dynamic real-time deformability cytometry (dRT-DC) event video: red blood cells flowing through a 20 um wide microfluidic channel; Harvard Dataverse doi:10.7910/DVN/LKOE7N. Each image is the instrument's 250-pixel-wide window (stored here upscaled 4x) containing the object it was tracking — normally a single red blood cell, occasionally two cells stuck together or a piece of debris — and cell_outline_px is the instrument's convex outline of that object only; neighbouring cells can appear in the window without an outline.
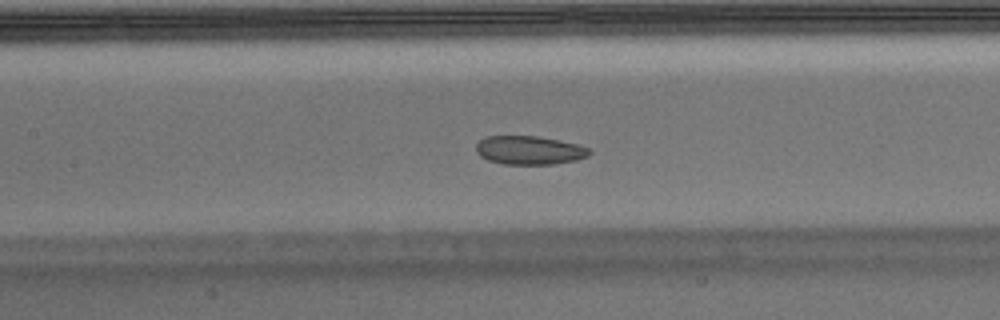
{"species": "Egyptian fruit bat (a non-hibernating species)", "species_latin": "Rousettus aegyptiacus", "temperature_condition": "warm", "stored_images_in_passage": 52, "camera_frame_rate_fps": 3000, "um_per_image_px": 0.085, "animal": {"sex": "male"}, "frame": {"image": 1, "passage_image": 23, "time_ms": 7.333, "image_size_px": [1000, 320], "cell_outline_px": [[592, 152], [588, 156], [576, 160], [552, 164], [504, 164], [488, 160], [480, 156], [476, 152], [476, 144], [484, 136], [536, 136], [576, 144], [592, 148]], "centroid_in_image_um": [44.99, 12.77], "position_along_channel_um": 162.4, "area_um2": 18.9}}
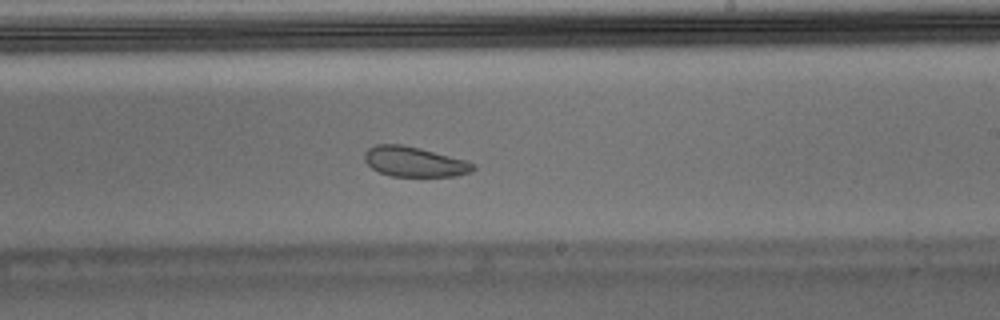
{"frame": {"image": 2, "passage_image": 30, "time_ms": 9.667, "image_size_px": [1000, 320], "cell_outline_px": [[476, 168], [472, 172], [456, 176], [392, 176], [380, 172], [372, 168], [364, 160], [364, 152], [368, 148], [376, 144], [400, 144], [420, 148], [464, 160], [476, 164]], "centroid_in_image_um": [35.22, 13.75], "position_along_channel_um": 253.8, "area_um2": 18.96}, "authors_computed_cell_mechanics": {"area_um2": 21.5016, "velocity_mm_per_s": 3.9269, "shape_relaxation_time_tau1_ms": null, "shape_relaxation_time_tau2_ms": 3.6534, "deformation_change_tau1": null, "deformation_change_tau2": 0.0832}}